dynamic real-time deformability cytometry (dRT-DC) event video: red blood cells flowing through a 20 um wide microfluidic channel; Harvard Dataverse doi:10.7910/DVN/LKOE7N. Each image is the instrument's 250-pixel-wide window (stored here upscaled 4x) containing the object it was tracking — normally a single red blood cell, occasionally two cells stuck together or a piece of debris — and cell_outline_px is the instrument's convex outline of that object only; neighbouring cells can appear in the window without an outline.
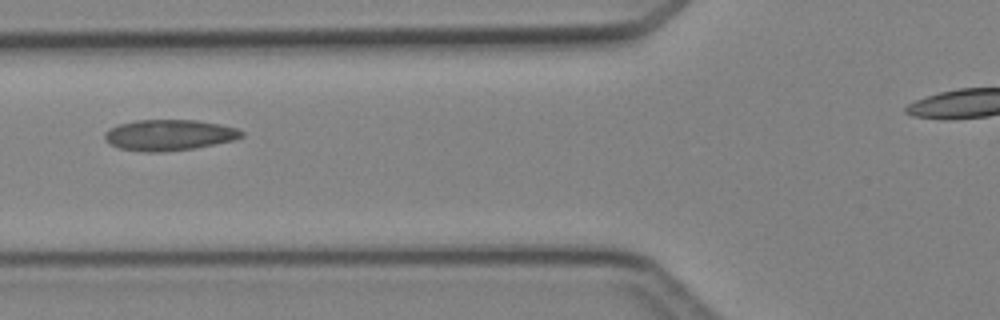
{"species": "Egyptian fruit bat (a non-hibernating species)", "species_latin": "Rousettus aegyptiacus", "temperature_condition": "cold", "stored_images_in_passage": 2, "camera_frame_rate_fps": 3000, "um_per_image_px": 0.085, "animal": {"sex": "female"}, "frame": {"image": 1, "passage_image": 2, "time_ms": 1.0, "image_size_px": [1000, 320], "cell_outline_px": [[244, 136], [232, 140], [196, 148], [160, 152], [148, 152], [120, 148], [104, 140], [104, 132], [120, 124], [136, 120], [196, 120], [220, 124], [236, 128], [244, 132]], "centroid_in_image_um": [14.39, 11.47], "position_along_channel_um": 111.4, "area_um2": 24.45}}